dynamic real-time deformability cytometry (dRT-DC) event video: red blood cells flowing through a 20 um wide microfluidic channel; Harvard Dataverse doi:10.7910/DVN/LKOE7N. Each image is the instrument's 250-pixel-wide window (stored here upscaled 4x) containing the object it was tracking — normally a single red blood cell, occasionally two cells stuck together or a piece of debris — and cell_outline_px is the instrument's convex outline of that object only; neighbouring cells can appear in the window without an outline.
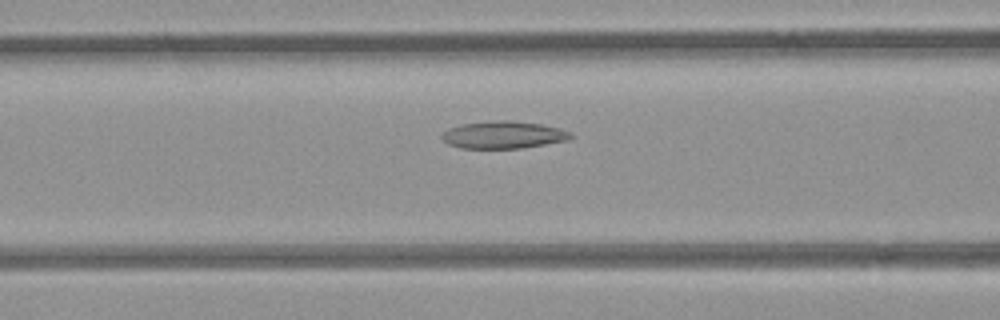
{"species": "common noctule bat (a hibernating species)", "species_latin": "Nyctalus noctula", "temperature_condition": "room temperature", "stored_images_in_passage": 30, "camera_frame_rate_fps": 3000, "um_per_image_px": 0.085, "animal": {"sex": "female", "body_mass_g": 21.9}, "frame": {"image": 1, "passage_image": 13, "time_ms": 4.0, "image_size_px": [1000, 320], "cell_outline_px": [[572, 136], [568, 140], [520, 148], [460, 148], [448, 144], [440, 136], [448, 128], [464, 124], [488, 120], [508, 120], [540, 124], [560, 128], [572, 132]], "centroid_in_image_um": [42.78, 11.45], "position_along_channel_um": 123.8, "area_um2": 20.46}}
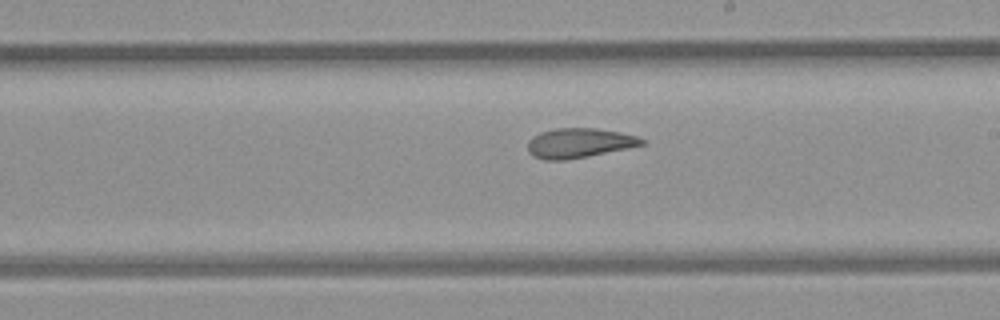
{"frame": {"image": 2, "passage_image": 22, "time_ms": 7.0, "image_size_px": [1000, 320], "cell_outline_px": [[644, 144], [628, 148], [588, 156], [564, 160], [544, 160], [532, 156], [528, 152], [528, 140], [532, 136], [540, 132], [556, 128], [596, 128], [620, 132], [640, 136], [644, 140]], "centroid_in_image_um": [49.21, 12.15], "position_along_channel_um": 239.8, "area_um2": 19.83}}
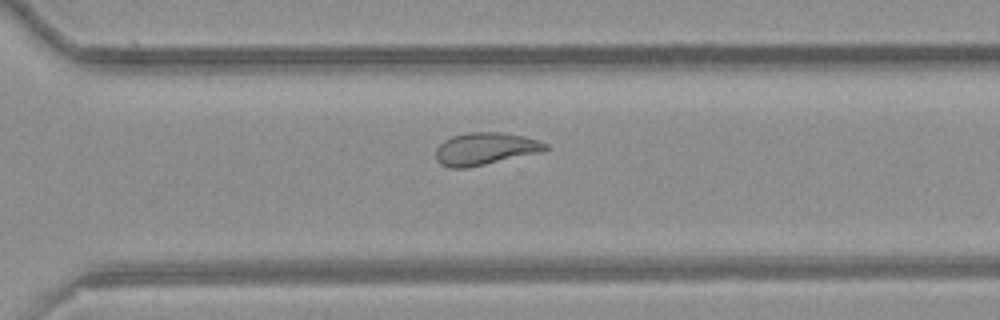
{"frame": {"image": 3, "passage_image": 29, "time_ms": 9.333, "image_size_px": [1000, 320], "cell_outline_px": [[548, 148], [544, 152], [468, 168], [448, 168], [440, 164], [436, 160], [436, 148], [444, 140], [452, 136], [468, 132], [504, 132], [524, 136], [548, 144]], "centroid_in_image_um": [41.25, 12.65], "position_along_channel_um": 329.4, "area_um2": 20.98}}